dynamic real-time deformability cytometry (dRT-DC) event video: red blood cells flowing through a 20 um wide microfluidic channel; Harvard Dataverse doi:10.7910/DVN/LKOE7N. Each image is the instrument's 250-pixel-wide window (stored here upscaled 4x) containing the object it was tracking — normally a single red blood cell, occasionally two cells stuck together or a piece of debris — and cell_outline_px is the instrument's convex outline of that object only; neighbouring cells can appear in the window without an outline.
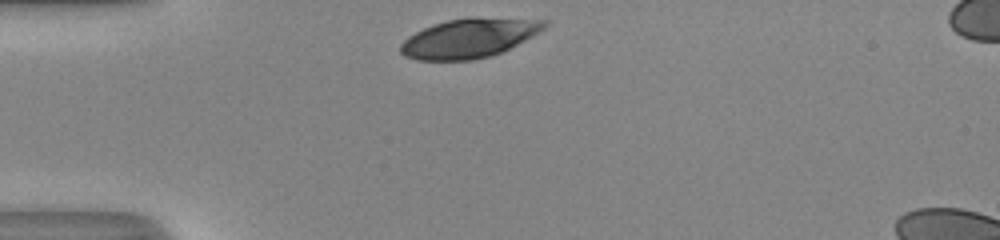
{"species": "human", "species_latin": "Homo sapiens", "temperature_condition": "room temperature", "stored_images_in_passage": 28, "camera_frame_rate_fps": 3000, "um_per_image_px": 0.085, "donor": {"sex": "male"}, "frame": {"image": 1, "passage_image": 1, "time_ms": 0.0, "image_size_px": [1000, 240], "cell_outline_px": [[548, 24], [544, 28], [532, 36], [500, 52], [488, 56], [472, 60], [416, 60], [404, 56], [400, 52], [400, 44], [408, 36], [432, 24], [448, 20], [468, 16], [472, 16], [548, 20]], "centroid_in_image_um": [39.85, 3.22], "position_along_channel_um": 45.2, "area_um2": 32.95}}
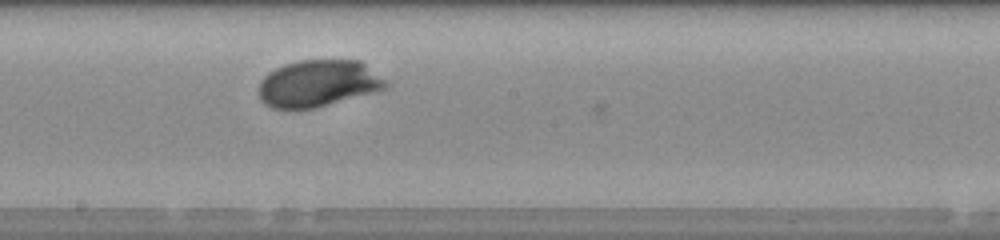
{"frame": {"image": 2, "passage_image": 16, "time_ms": 5.0, "image_size_px": [1000, 240], "cell_outline_px": [[388, 88], [316, 108], [272, 108], [264, 104], [260, 100], [260, 80], [268, 72], [284, 64], [300, 60], [360, 60], [388, 80]], "centroid_in_image_um": [27.07, 7.08], "position_along_channel_um": 221.1, "area_um2": 34.8}}
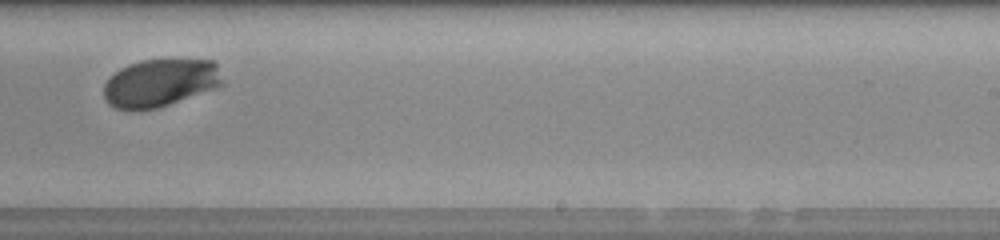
{"frame": {"image": 3, "passage_image": 20, "time_ms": 6.333, "image_size_px": [1000, 240], "cell_outline_px": [[220, 84], [212, 88], [168, 104], [156, 108], [116, 108], [108, 104], [104, 100], [104, 84], [108, 76], [120, 68], [128, 64], [140, 60], [216, 60], [220, 80]], "centroid_in_image_um": [13.52, 7.01], "position_along_channel_um": 275.5, "area_um2": 32.25}, "authors_computed_cell_mechanics": {"area_um2": 34.2754, "velocity_mm_per_s": 4.0715, "shape_relaxation_time_tau1_ms": 2.2386, "shape_relaxation_time_tau2_ms": null, "deformation_change_tau1": 0.1377, "deformation_change_tau2": null}}